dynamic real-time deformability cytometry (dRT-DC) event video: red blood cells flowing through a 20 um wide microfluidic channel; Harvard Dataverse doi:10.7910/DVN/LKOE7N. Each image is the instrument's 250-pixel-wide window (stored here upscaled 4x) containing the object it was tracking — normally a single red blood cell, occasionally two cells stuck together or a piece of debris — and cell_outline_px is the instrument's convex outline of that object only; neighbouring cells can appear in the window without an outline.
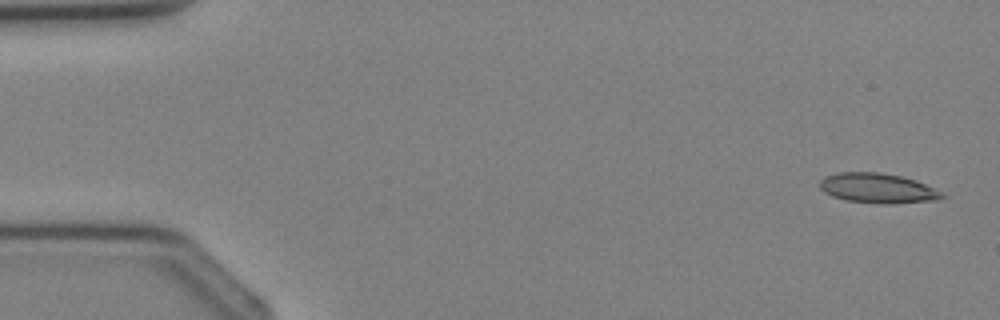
{"species": "Egyptian fruit bat (a non-hibernating species)", "species_latin": "Rousettus aegyptiacus", "temperature_condition": "cold", "stored_images_in_passage": 4, "camera_frame_rate_fps": 3000, "um_per_image_px": 0.085, "animal": {"sex": "female"}, "frame": {"image": 1, "passage_image": 1, "time_ms": 0.0, "image_size_px": [1000, 320], "cell_outline_px": [[948, 196], [940, 200], [888, 204], [880, 204], [844, 200], [832, 196], [824, 192], [820, 188], [820, 180], [824, 176], [840, 172], [880, 172], [900, 176], [916, 180], [944, 192]], "centroid_in_image_um": [74.65, 16.01], "position_along_channel_um": 10.4, "area_um2": 21.62}}
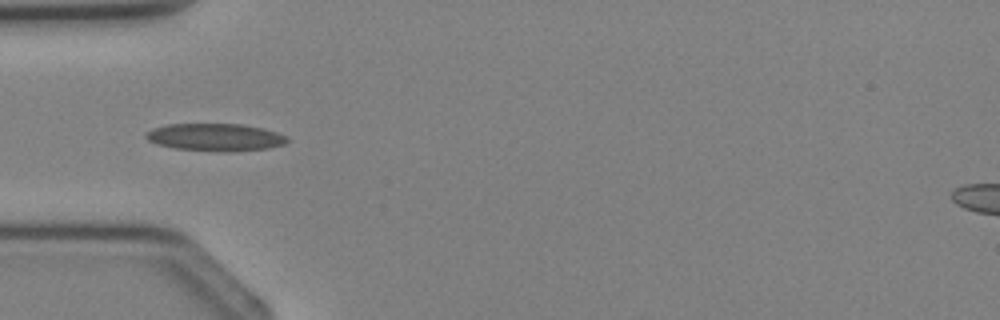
{"frame": {"image": 2, "passage_image": 4, "time_ms": 3.333, "image_size_px": [1000, 320], "cell_outline_px": [[288, 140], [284, 144], [268, 148], [228, 152], [176, 148], [160, 144], [148, 140], [144, 136], [152, 128], [168, 124], [240, 124], [264, 128], [288, 136]], "centroid_in_image_um": [18.34, 11.65], "position_along_channel_um": 66.7, "area_um2": 22.43}}